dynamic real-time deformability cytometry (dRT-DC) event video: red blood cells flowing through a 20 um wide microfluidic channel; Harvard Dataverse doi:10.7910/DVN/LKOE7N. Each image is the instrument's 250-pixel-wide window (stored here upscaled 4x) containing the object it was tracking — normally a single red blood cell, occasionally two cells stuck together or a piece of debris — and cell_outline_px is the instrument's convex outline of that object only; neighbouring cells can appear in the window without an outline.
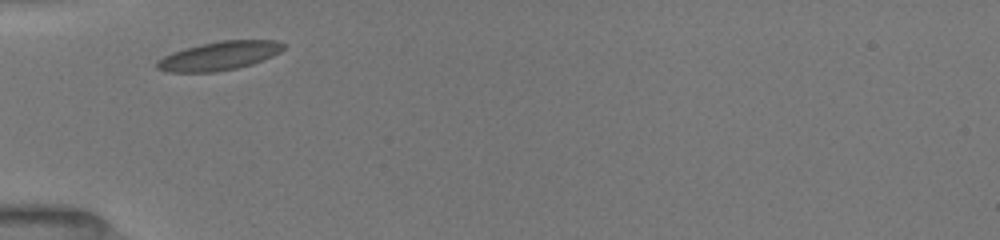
{"species": "common noctule bat (a hibernating species)", "species_latin": "Nyctalus noctula", "temperature_condition": "room temperature", "stored_images_in_passage": 55, "camera_frame_rate_fps": 3000, "um_per_image_px": 0.085, "animal": {"sex": "female", "body_mass_g": 19.5, "forearm_length_mm": 54.1}, "frame": {"image": 1, "passage_image": 1, "time_ms": 0.0, "image_size_px": [1000, 240], "cell_outline_px": [[284, 48], [280, 52], [272, 56], [252, 64], [236, 68], [216, 72], [168, 72], [156, 68], [156, 64], [164, 56], [184, 48], [200, 44], [220, 40], [276, 40], [284, 44]], "centroid_in_image_um": [18.64, 4.74], "position_along_channel_um": 66.4, "area_um2": 21.04}}
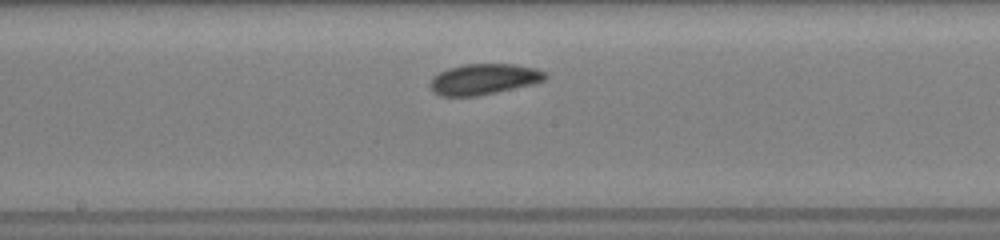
{"frame": {"image": 2, "passage_image": 15, "time_ms": 3.667, "image_size_px": [1000, 240], "cell_outline_px": [[548, 76], [544, 80], [532, 84], [496, 92], [476, 96], [440, 96], [432, 92], [428, 84], [440, 72], [448, 68], [464, 64], [512, 64], [536, 68], [544, 72]], "centroid_in_image_um": [41.1, 6.73], "position_along_channel_um": 207.1, "area_um2": 20.52}}
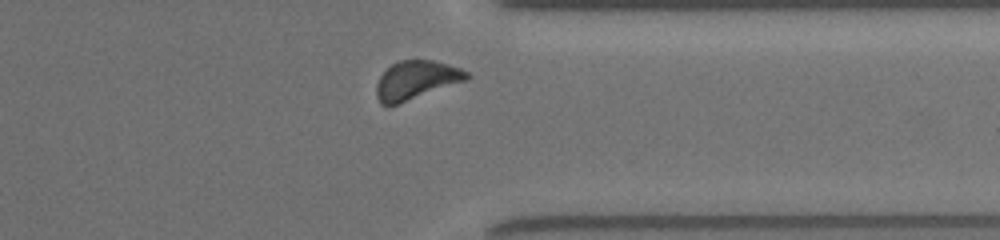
{"frame": {"image": 3, "passage_image": 46, "time_ms": 8.0, "image_size_px": [1000, 240], "cell_outline_px": [[468, 80], [396, 104], [380, 104], [376, 96], [376, 84], [380, 76], [392, 64], [400, 60], [436, 60], [460, 68], [468, 72]], "centroid_in_image_um": [35.38, 6.79], "position_along_channel_um": 376.0, "area_um2": 20.06}, "authors_computed_cell_mechanics": {"area_um2": 19.941, "velocity_mm_per_s": 3.9225, "shape_relaxation_time_tau1_ms": 1.3242, "shape_relaxation_time_tau2_ms": null, "deformation_change_tau1": 0.0514, "deformation_change_tau2": null}}